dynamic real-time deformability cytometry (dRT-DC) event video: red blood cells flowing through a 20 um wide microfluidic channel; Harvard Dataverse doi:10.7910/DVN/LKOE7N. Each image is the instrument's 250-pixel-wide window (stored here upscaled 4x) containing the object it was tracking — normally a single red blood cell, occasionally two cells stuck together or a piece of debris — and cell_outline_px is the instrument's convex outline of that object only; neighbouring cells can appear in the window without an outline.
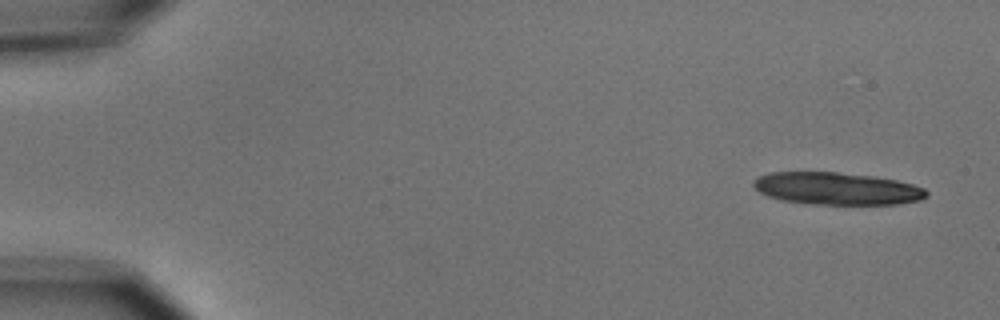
{"species": "common noctule bat (a hibernating species)", "species_latin": "Nyctalus noctula", "temperature_condition": "cold", "stored_images_in_passage": 5, "camera_frame_rate_fps": 3000, "um_per_image_px": 0.085, "animal": {"sex": "male", "body_mass_g": 15.6}, "frame": {"image": 1, "passage_image": 1, "time_ms": 0.0, "image_size_px": [1000, 320], "cell_outline_px": [[928, 196], [920, 200], [896, 204], [808, 204], [780, 200], [768, 196], [760, 192], [752, 184], [752, 180], [768, 172], [836, 172], [872, 176], [896, 180], [912, 184], [924, 188], [928, 192]], "centroid_in_image_um": [71.11, 16.03], "position_along_channel_um": 13.9, "area_um2": 32.66}}
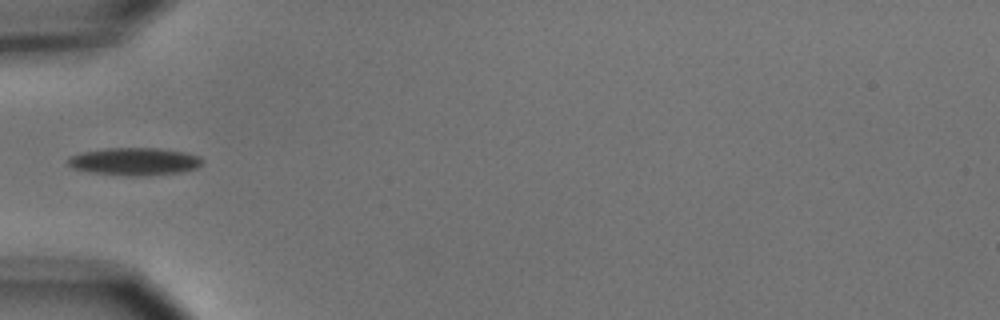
{"frame": {"image": 2, "passage_image": 5, "time_ms": 5.333, "image_size_px": [1000, 320], "cell_outline_px": [[204, 160], [196, 168], [180, 172], [136, 176], [132, 176], [92, 172], [72, 168], [68, 164], [68, 156], [84, 152], [104, 148], [156, 148], [184, 152], [200, 156]], "centroid_in_image_um": [11.42, 13.71], "position_along_channel_um": 73.6, "area_um2": 21.39}}